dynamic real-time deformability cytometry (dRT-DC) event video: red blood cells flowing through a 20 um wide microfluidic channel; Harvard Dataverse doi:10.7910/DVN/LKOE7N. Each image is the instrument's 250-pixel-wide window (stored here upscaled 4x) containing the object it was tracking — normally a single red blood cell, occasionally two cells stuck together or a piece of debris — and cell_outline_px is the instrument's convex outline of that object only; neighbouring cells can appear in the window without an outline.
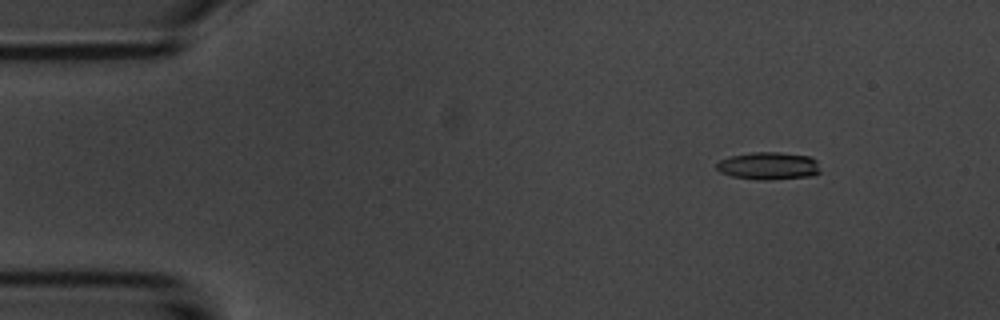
{"species": "common noctule bat (a hibernating species)", "species_latin": "Nyctalus noctula", "temperature_condition": "room temperature", "stored_images_in_passage": 55, "camera_frame_rate_fps": 3000, "um_per_image_px": 0.085, "animal": {"sex": "male", "body_mass_g": 20.1, "forearm_length_mm": 53.5}, "frame": {"image": 1, "passage_image": 7, "time_ms": 2.0, "image_size_px": [1000, 320], "cell_outline_px": [[820, 172], [812, 176], [772, 180], [756, 180], [732, 176], [720, 172], [716, 168], [716, 164], [720, 160], [732, 156], [752, 152], [780, 152], [808, 156], [816, 160], [820, 168]], "centroid_in_image_um": [65.34, 14.11], "position_along_channel_um": 19.7, "area_um2": 16.76}}
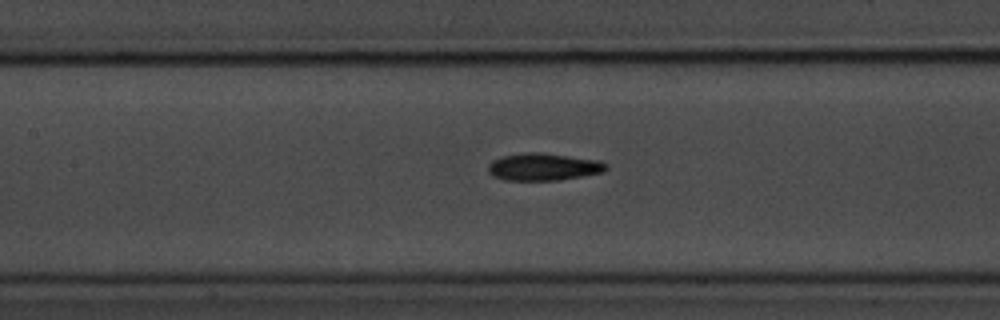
{"frame": {"image": 2, "passage_image": 25, "time_ms": 8.0, "image_size_px": [1000, 320], "cell_outline_px": [[608, 168], [604, 172], [560, 180], [504, 180], [492, 176], [488, 172], [488, 164], [492, 160], [500, 156], [528, 152], [540, 152], [600, 160], [608, 164]], "centroid_in_image_um": [46.19, 14.18], "position_along_channel_um": 161.2, "area_um2": 19.02}}
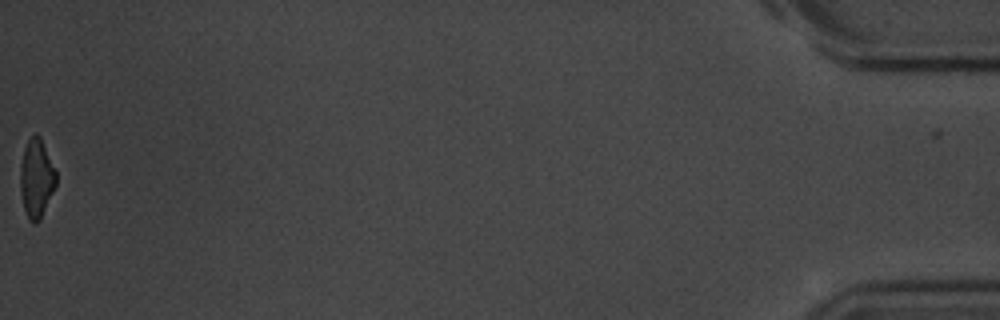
{"frame": {"image": 3, "passage_image": 55, "time_ms": 18.0, "image_size_px": [1000, 320], "cell_outline_px": [[56, 184], [40, 220], [36, 224], [32, 224], [28, 220], [24, 212], [20, 192], [20, 164], [24, 148], [28, 140], [36, 132], [40, 136], [56, 172]], "centroid_in_image_um": [3.07, 15.2], "position_along_channel_um": 432.1, "area_um2": 16.53}, "authors_computed_cell_mechanics": {"area_um2": 17.8602, "velocity_mm_per_s": 3.7202, "shape_relaxation_time_tau1_ms": 3.5387, "shape_relaxation_time_tau2_ms": 5.0641, "deformation_change_tau1": 0.1428, "deformation_change_tau2": 0.1381}}